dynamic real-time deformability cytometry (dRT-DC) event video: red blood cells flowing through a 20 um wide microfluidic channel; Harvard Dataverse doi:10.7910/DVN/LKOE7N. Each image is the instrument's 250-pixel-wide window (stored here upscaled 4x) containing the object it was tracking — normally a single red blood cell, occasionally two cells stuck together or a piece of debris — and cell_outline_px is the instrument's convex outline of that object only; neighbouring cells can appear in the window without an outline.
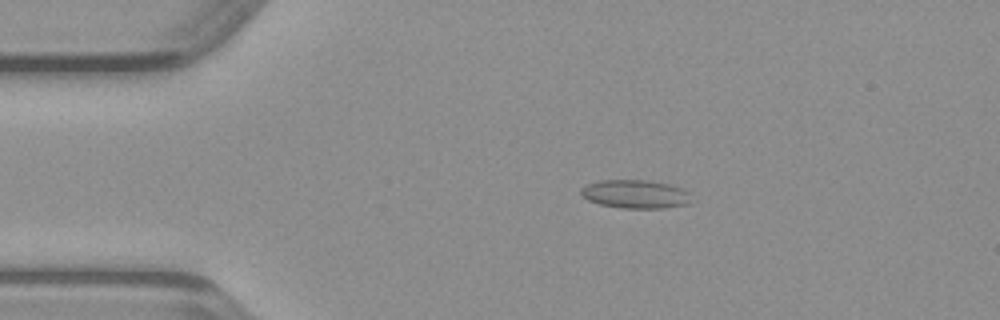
{"species": "common noctule bat (a hibernating species)", "species_latin": "Nyctalus noctula", "temperature_condition": "warm", "stored_images_in_passage": 48, "camera_frame_rate_fps": 3000, "um_per_image_px": 0.085, "animal": {"sex": "male", "body_mass_g": 23.1, "forearm_length_mm": 52.7}, "frame": {"image": 1, "passage_image": 9, "time_ms": 2.667, "image_size_px": [1000, 320], "cell_outline_px": [[688, 204], [664, 208], [620, 208], [600, 204], [588, 200], [580, 192], [580, 188], [588, 184], [600, 180], [648, 180], [668, 184], [680, 188], [688, 192]], "centroid_in_image_um": [53.96, 16.5], "position_along_channel_um": 31.0, "area_um2": 18.09}}
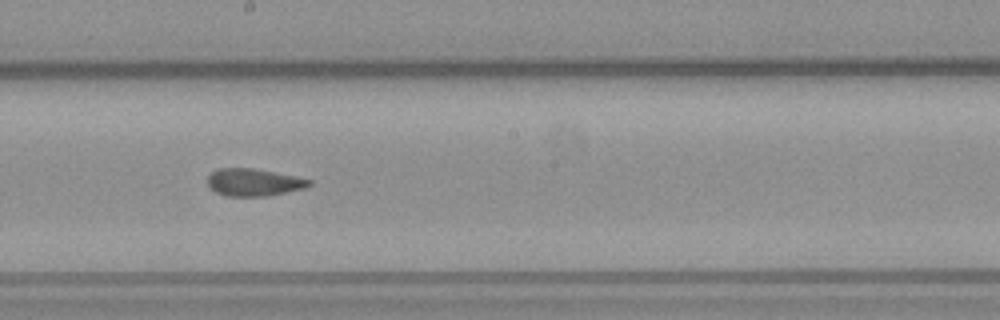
{"frame": {"image": 2, "passage_image": 26, "time_ms": 8.333, "image_size_px": [1000, 320], "cell_outline_px": [[312, 184], [304, 188], [268, 196], [228, 196], [216, 192], [208, 184], [208, 176], [212, 172], [220, 168], [252, 168], [296, 176], [312, 180]], "centroid_in_image_um": [21.59, 15.49], "position_along_channel_um": 226.6, "area_um2": 16.07}}
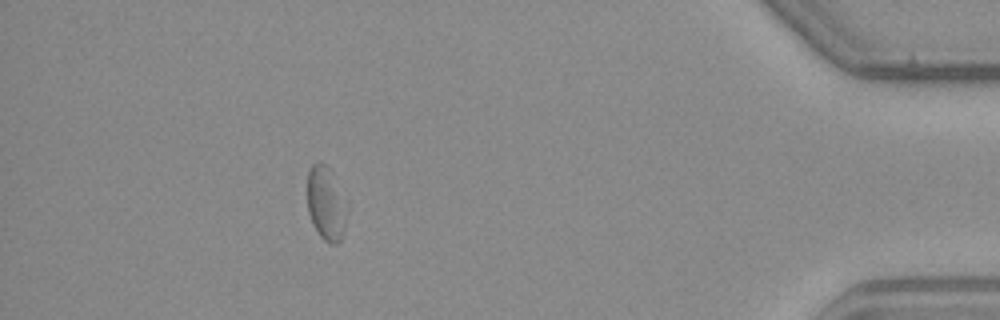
{"frame": {"image": 3, "passage_image": 43, "time_ms": 14.0, "image_size_px": [1000, 320], "cell_outline_px": [[348, 212], [344, 232], [340, 240], [336, 244], [328, 244], [320, 236], [312, 224], [308, 212], [308, 168], [316, 160], [320, 160], [328, 164], [332, 172]], "centroid_in_image_um": [27.7, 17.28], "position_along_channel_um": 407.5, "area_um2": 17.28}}